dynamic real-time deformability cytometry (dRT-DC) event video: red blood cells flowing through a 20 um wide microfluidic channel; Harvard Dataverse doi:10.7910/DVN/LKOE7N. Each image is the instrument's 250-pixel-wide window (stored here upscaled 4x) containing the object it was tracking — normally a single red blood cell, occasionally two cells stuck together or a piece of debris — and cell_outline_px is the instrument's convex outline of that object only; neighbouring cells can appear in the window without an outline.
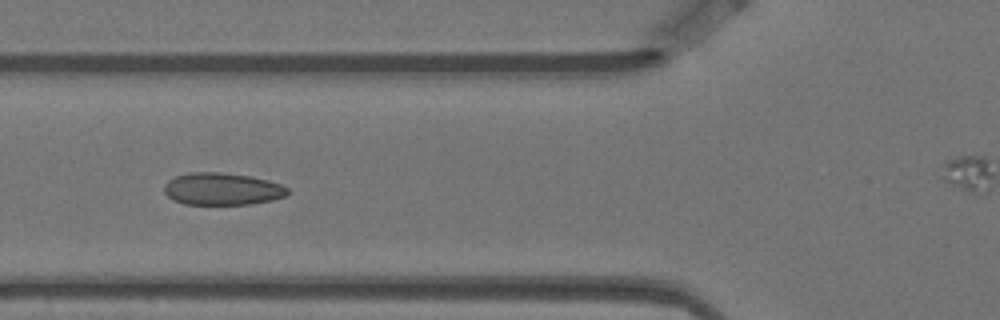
{"species": "Egyptian fruit bat (a non-hibernating species)", "species_latin": "Rousettus aegyptiacus", "temperature_condition": "warm", "stored_images_in_passage": 8, "camera_frame_rate_fps": 3000, "um_per_image_px": 0.085, "animal": {"sex": "female"}, "frame": {"image": 1, "passage_image": 5, "time_ms": 1.333, "image_size_px": [1000, 320], "cell_outline_px": [[288, 192], [284, 196], [272, 200], [252, 204], [184, 204], [172, 200], [164, 192], [164, 184], [168, 180], [176, 176], [192, 172], [220, 172], [248, 176], [268, 180], [280, 184], [288, 188]], "centroid_in_image_um": [18.85, 16.06], "position_along_channel_um": 106.9, "area_um2": 23.12}}
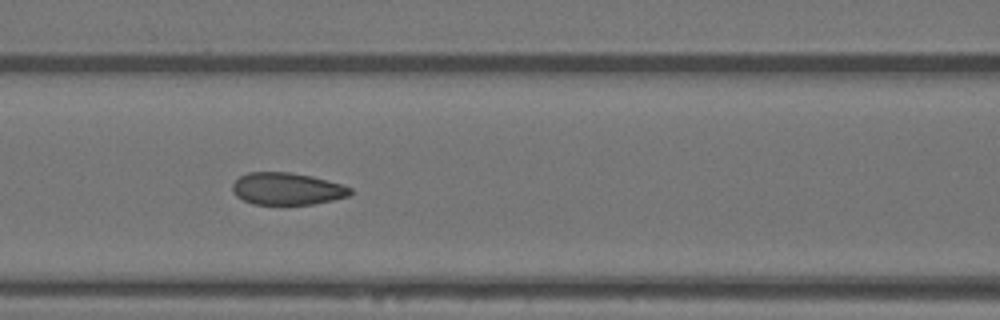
{"frame": {"image": 2, "passage_image": 6, "time_ms": 1.667, "image_size_px": [1000, 320], "cell_outline_px": [[352, 192], [348, 196], [332, 200], [312, 204], [252, 204], [236, 196], [232, 192], [232, 184], [240, 176], [248, 172], [292, 172], [312, 176], [328, 180], [352, 188]], "centroid_in_image_um": [24.38, 16.04], "position_along_channel_um": 142.2, "area_um2": 22.08}}
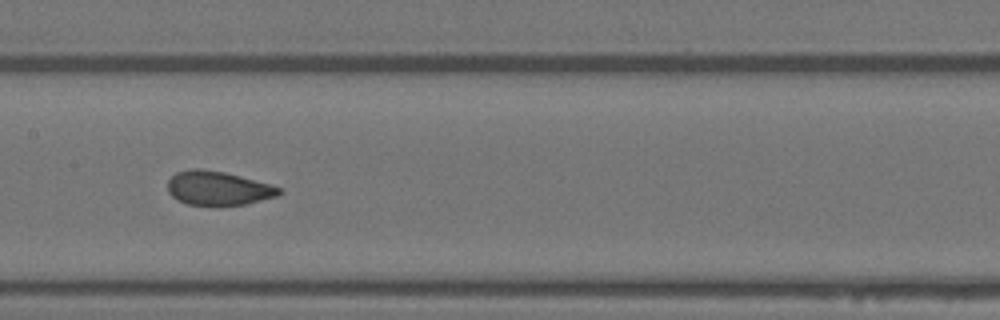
{"frame": {"image": 3, "passage_image": 7, "time_ms": 2.0, "image_size_px": [1000, 320], "cell_outline_px": [[284, 192], [276, 196], [244, 204], [220, 208], [216, 208], [188, 204], [172, 196], [168, 192], [168, 180], [176, 172], [192, 168], [200, 168], [224, 172], [272, 184], [280, 188]], "centroid_in_image_um": [18.54, 16.02], "position_along_channel_um": 188.9, "area_um2": 22.6}}